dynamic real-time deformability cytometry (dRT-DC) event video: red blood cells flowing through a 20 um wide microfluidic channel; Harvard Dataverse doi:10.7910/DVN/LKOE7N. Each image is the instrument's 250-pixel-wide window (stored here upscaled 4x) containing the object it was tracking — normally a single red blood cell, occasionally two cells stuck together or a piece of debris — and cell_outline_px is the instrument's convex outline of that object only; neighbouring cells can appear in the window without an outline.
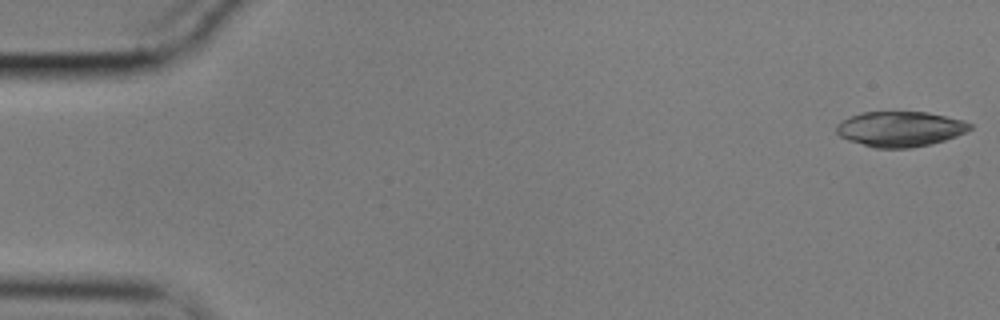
{"species": "common noctule bat (a hibernating species)", "species_latin": "Nyctalus noctula", "temperature_condition": "cold", "stored_images_in_passage": 55, "camera_frame_rate_fps": 3000, "um_per_image_px": 0.085, "animal": {"sex": "male", "body_mass_g": 17.9}, "frame": {"image": 1, "passage_image": 1, "time_ms": 0.0, "image_size_px": [1000, 320], "cell_outline_px": [[972, 128], [956, 136], [944, 140], [912, 148], [876, 148], [848, 140], [840, 136], [836, 132], [836, 124], [860, 112], [928, 112], [964, 120], [972, 124]], "centroid_in_image_um": [76.51, 10.96], "position_along_channel_um": 8.5, "area_um2": 27.28}}